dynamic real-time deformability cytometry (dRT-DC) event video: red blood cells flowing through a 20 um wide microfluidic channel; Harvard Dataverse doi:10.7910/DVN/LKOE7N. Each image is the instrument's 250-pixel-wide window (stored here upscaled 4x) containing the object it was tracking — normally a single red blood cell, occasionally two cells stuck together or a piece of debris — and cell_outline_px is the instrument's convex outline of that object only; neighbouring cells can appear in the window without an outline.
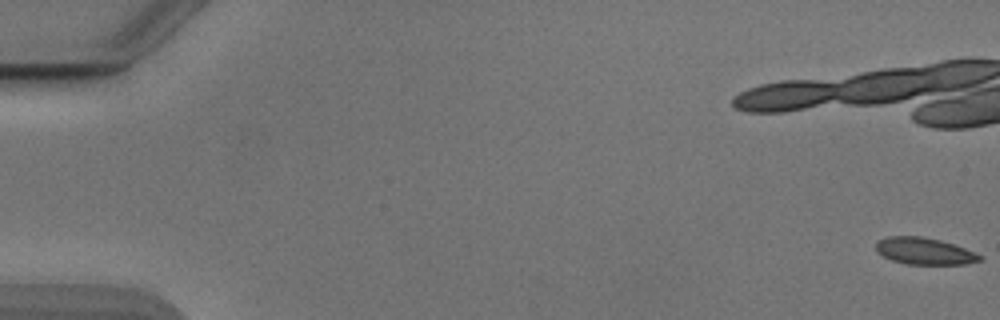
{"species": "Egyptian fruit bat (a non-hibernating species)", "species_latin": "Rousettus aegyptiacus", "temperature_condition": "cold", "stored_images_in_passage": 55, "camera_frame_rate_fps": 3000, "um_per_image_px": 0.085, "animal": {"sex": "male"}, "frame": {"image": 1, "passage_image": 1, "time_ms": 0.0, "image_size_px": [1000, 320], "cell_outline_px": [[984, 256], [980, 260], [964, 264], [904, 264], [892, 260], [876, 252], [876, 244], [880, 240], [888, 236], [920, 236], [940, 240], [964, 248]], "centroid_in_image_um": [78.56, 21.34], "position_along_channel_um": 6.4, "area_um2": 16.07}, "authors_computed_cell_mechanics": {"area_um2": 17.1666, "velocity_mm_per_s": 3.894, "shape_relaxation_time_tau1_ms": 8.2032, "shape_relaxation_time_tau2_ms": 1.2812, "deformation_change_tau1": 0.1654, "deformation_change_tau2": 0.0647}}